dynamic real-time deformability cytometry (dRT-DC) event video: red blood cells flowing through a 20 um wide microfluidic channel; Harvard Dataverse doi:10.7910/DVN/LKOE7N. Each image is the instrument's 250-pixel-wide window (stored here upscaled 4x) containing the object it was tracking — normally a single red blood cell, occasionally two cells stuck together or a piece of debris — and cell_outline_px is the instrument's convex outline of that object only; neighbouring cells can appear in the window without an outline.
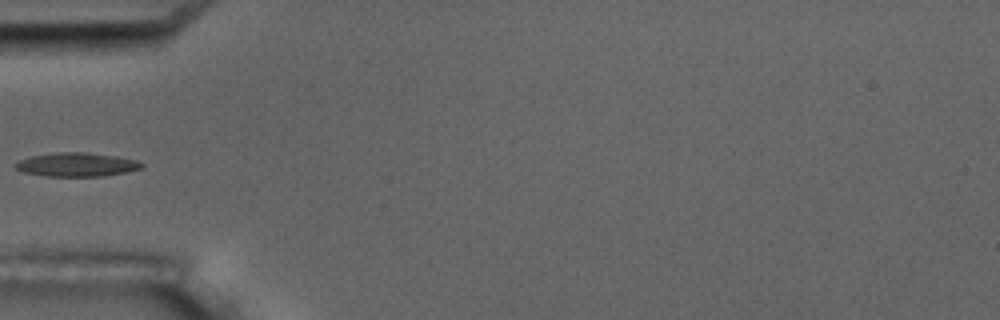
{"species": "common noctule bat (a hibernating species)", "species_latin": "Nyctalus noctula", "temperature_condition": "room temperature", "stored_images_in_passage": 4, "camera_frame_rate_fps": 3000, "um_per_image_px": 0.085, "animal": {"sex": "male", "body_mass_g": 17.5, "forearm_length_mm": 52.3}, "frame": {"image": 1, "passage_image": 4, "time_ms": 4.333, "image_size_px": [1000, 320], "cell_outline_px": [[144, 164], [140, 168], [124, 172], [104, 176], [44, 176], [24, 172], [16, 168], [12, 164], [28, 156], [60, 152], [84, 152], [116, 156], [136, 160]], "centroid_in_image_um": [6.47, 13.99], "position_along_channel_um": 78.5, "area_um2": 17.4}}